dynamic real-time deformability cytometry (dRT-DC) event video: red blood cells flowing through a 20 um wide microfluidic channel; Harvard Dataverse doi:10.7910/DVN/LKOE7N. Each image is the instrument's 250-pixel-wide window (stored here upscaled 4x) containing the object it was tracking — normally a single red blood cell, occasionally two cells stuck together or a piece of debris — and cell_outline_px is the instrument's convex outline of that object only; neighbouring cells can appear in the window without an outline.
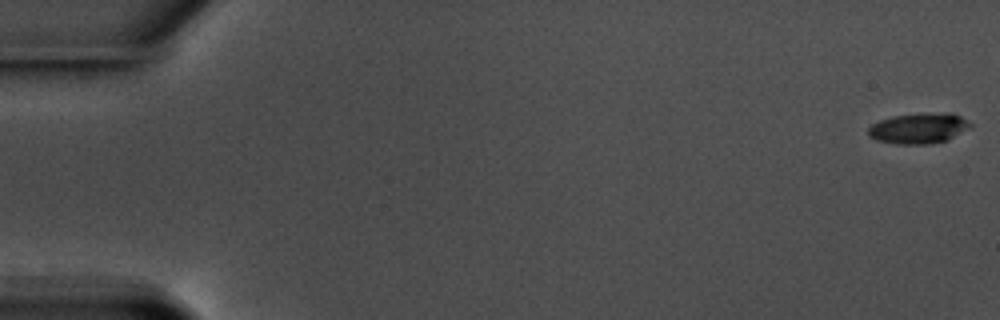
{"species": "common noctule bat (a hibernating species)", "species_latin": "Nyctalus noctula", "temperature_condition": "warm", "stored_images_in_passage": 13, "camera_frame_rate_fps": 3000, "um_per_image_px": 0.085, "animal": {"sex": "male", "body_mass_g": 17.5, "forearm_length_mm": 52.3}, "frame": {"image": 1, "passage_image": 1, "time_ms": 0.0, "image_size_px": [1000, 320], "cell_outline_px": [[972, 124], [968, 128], [948, 140], [924, 144], [896, 144], [876, 140], [868, 136], [868, 128], [872, 124], [880, 120], [892, 116], [948, 112], [960, 116]], "centroid_in_image_um": [78.05, 10.91], "position_along_channel_um": 6.9, "area_um2": 17.92}}